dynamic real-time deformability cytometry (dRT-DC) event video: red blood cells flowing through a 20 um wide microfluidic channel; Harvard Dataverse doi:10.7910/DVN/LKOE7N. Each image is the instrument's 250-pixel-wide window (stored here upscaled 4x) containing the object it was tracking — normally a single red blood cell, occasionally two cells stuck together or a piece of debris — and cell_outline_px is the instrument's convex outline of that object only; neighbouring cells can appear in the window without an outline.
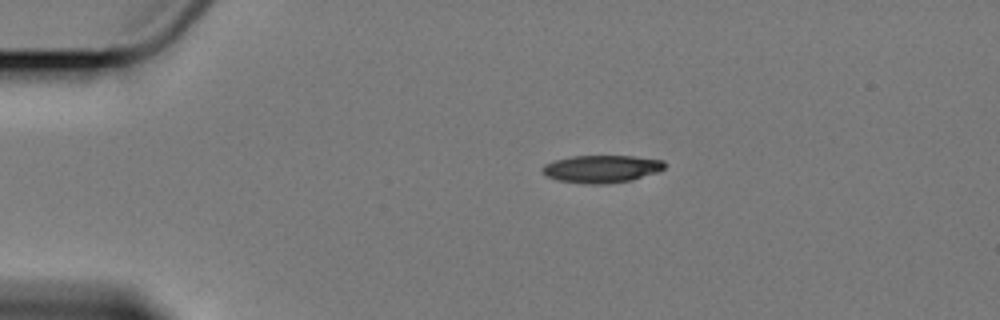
{"species": "Egyptian fruit bat (a non-hibernating species)", "species_latin": "Rousettus aegyptiacus", "temperature_condition": "cold", "stored_images_in_passage": 5, "camera_frame_rate_fps": 3000, "um_per_image_px": 0.085, "animal": {"sex": "female"}, "frame": {"image": 1, "passage_image": 1, "time_ms": 0.0, "image_size_px": [1000, 320], "cell_outline_px": [[664, 168], [656, 172], [632, 180], [600, 184], [588, 184], [556, 180], [548, 176], [544, 172], [544, 164], [556, 160], [572, 156], [632, 156], [664, 160]], "centroid_in_image_um": [51.15, 14.35], "position_along_channel_um": 33.9, "area_um2": 19.31}}
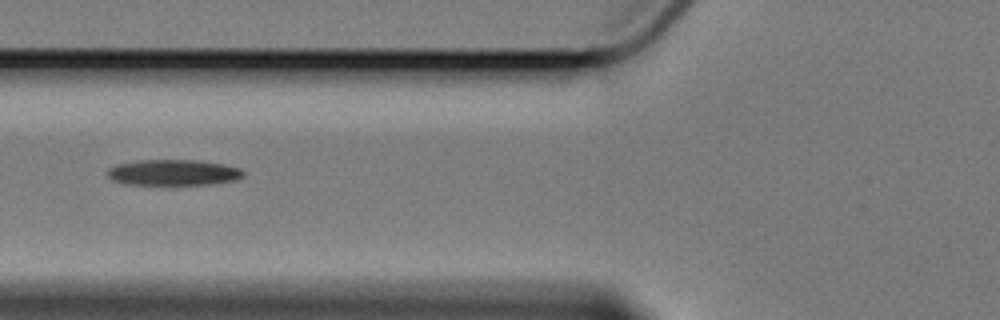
{"frame": {"image": 2, "passage_image": 4, "time_ms": 3.667, "image_size_px": [1000, 320], "cell_outline_px": [[244, 176], [236, 180], [208, 184], [124, 184], [112, 180], [108, 176], [108, 168], [120, 164], [140, 160], [196, 160], [224, 164], [240, 168], [244, 172]], "centroid_in_image_um": [14.76, 14.66], "position_along_channel_um": 111.0, "area_um2": 20.29}}
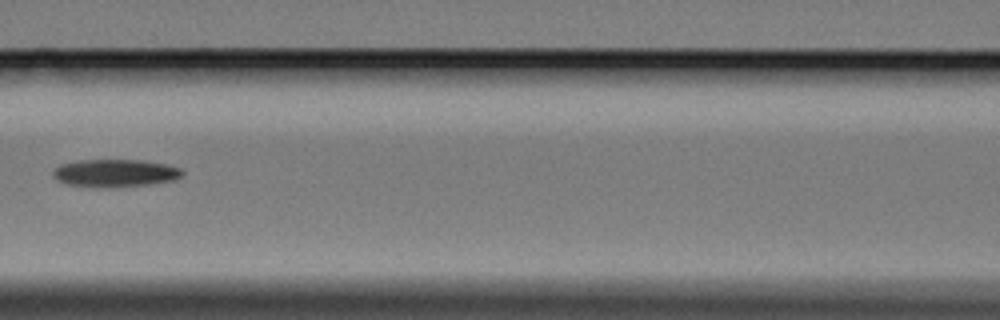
{"frame": {"image": 3, "passage_image": 5, "time_ms": 5.0, "image_size_px": [1000, 320], "cell_outline_px": [[184, 172], [176, 180], [152, 184], [68, 184], [56, 180], [52, 176], [52, 168], [60, 164], [76, 160], [140, 160], [164, 164], [180, 168]], "centroid_in_image_um": [9.77, 14.65], "position_along_channel_um": 156.8, "area_um2": 19.83}}